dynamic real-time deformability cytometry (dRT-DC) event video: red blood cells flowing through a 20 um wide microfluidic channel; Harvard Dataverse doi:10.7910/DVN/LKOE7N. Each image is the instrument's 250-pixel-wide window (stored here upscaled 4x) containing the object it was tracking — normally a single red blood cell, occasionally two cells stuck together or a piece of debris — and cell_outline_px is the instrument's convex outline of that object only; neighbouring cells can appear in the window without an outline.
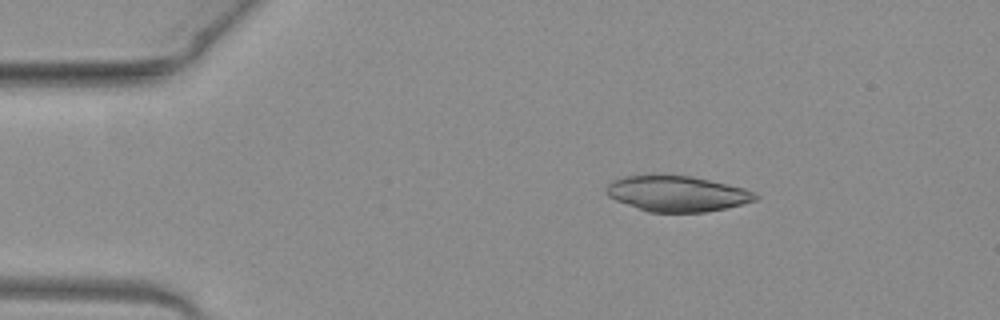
{"species": "common noctule bat (a hibernating species)", "species_latin": "Nyctalus noctula", "temperature_condition": "warm", "stored_images_in_passage": 48, "camera_frame_rate_fps": 3000, "um_per_image_px": 0.085, "animal": {"sex": "female", "body_mass_g": 19.3, "forearm_length_mm": 54.1}, "frame": {"image": 1, "passage_image": 7, "time_ms": 2.0, "image_size_px": [1000, 320], "cell_outline_px": [[760, 196], [756, 200], [744, 204], [704, 212], [648, 212], [616, 200], [608, 196], [604, 192], [604, 188], [612, 180], [624, 176], [652, 172], [656, 172], [692, 176], [744, 188], [756, 192]], "centroid_in_image_um": [57.5, 16.42], "position_along_channel_um": 27.5, "area_um2": 31.85}}